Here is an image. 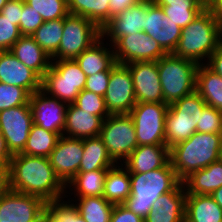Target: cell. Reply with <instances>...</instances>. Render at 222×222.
Here are the masks:
<instances>
[{
  "label": "cell",
  "mask_w": 222,
  "mask_h": 222,
  "mask_svg": "<svg viewBox=\"0 0 222 222\" xmlns=\"http://www.w3.org/2000/svg\"><path fill=\"white\" fill-rule=\"evenodd\" d=\"M139 1L140 0H110V19Z\"/></svg>",
  "instance_id": "c3c4849f"
},
{
  "label": "cell",
  "mask_w": 222,
  "mask_h": 222,
  "mask_svg": "<svg viewBox=\"0 0 222 222\" xmlns=\"http://www.w3.org/2000/svg\"><path fill=\"white\" fill-rule=\"evenodd\" d=\"M62 134L48 131L33 124L22 154L47 157L57 145Z\"/></svg>",
  "instance_id": "d6a6232c"
},
{
  "label": "cell",
  "mask_w": 222,
  "mask_h": 222,
  "mask_svg": "<svg viewBox=\"0 0 222 222\" xmlns=\"http://www.w3.org/2000/svg\"><path fill=\"white\" fill-rule=\"evenodd\" d=\"M10 188V170L9 167L0 165V199L5 196Z\"/></svg>",
  "instance_id": "681fc988"
},
{
  "label": "cell",
  "mask_w": 222,
  "mask_h": 222,
  "mask_svg": "<svg viewBox=\"0 0 222 222\" xmlns=\"http://www.w3.org/2000/svg\"><path fill=\"white\" fill-rule=\"evenodd\" d=\"M103 40L105 39L101 37L75 59L86 76L102 71H111L117 64L114 50L112 49L113 46L107 44V46L111 47L107 48Z\"/></svg>",
  "instance_id": "d4e9b609"
},
{
  "label": "cell",
  "mask_w": 222,
  "mask_h": 222,
  "mask_svg": "<svg viewBox=\"0 0 222 222\" xmlns=\"http://www.w3.org/2000/svg\"><path fill=\"white\" fill-rule=\"evenodd\" d=\"M31 94L24 88L0 83V112L30 102Z\"/></svg>",
  "instance_id": "ab89813d"
},
{
  "label": "cell",
  "mask_w": 222,
  "mask_h": 222,
  "mask_svg": "<svg viewBox=\"0 0 222 222\" xmlns=\"http://www.w3.org/2000/svg\"><path fill=\"white\" fill-rule=\"evenodd\" d=\"M110 222H144V219L134 214L123 204L114 205Z\"/></svg>",
  "instance_id": "f6af8a7d"
},
{
  "label": "cell",
  "mask_w": 222,
  "mask_h": 222,
  "mask_svg": "<svg viewBox=\"0 0 222 222\" xmlns=\"http://www.w3.org/2000/svg\"><path fill=\"white\" fill-rule=\"evenodd\" d=\"M44 21L64 19L68 14V0H25Z\"/></svg>",
  "instance_id": "74e56055"
},
{
  "label": "cell",
  "mask_w": 222,
  "mask_h": 222,
  "mask_svg": "<svg viewBox=\"0 0 222 222\" xmlns=\"http://www.w3.org/2000/svg\"><path fill=\"white\" fill-rule=\"evenodd\" d=\"M12 156L7 148L4 137L0 133V165L9 167Z\"/></svg>",
  "instance_id": "f907efd6"
},
{
  "label": "cell",
  "mask_w": 222,
  "mask_h": 222,
  "mask_svg": "<svg viewBox=\"0 0 222 222\" xmlns=\"http://www.w3.org/2000/svg\"><path fill=\"white\" fill-rule=\"evenodd\" d=\"M73 205L86 222H110L114 204L103 196L78 197Z\"/></svg>",
  "instance_id": "e575fe53"
},
{
  "label": "cell",
  "mask_w": 222,
  "mask_h": 222,
  "mask_svg": "<svg viewBox=\"0 0 222 222\" xmlns=\"http://www.w3.org/2000/svg\"><path fill=\"white\" fill-rule=\"evenodd\" d=\"M145 1H149V2H155L156 0H145Z\"/></svg>",
  "instance_id": "6f0895ef"
},
{
  "label": "cell",
  "mask_w": 222,
  "mask_h": 222,
  "mask_svg": "<svg viewBox=\"0 0 222 222\" xmlns=\"http://www.w3.org/2000/svg\"><path fill=\"white\" fill-rule=\"evenodd\" d=\"M33 124L30 102L0 112V133L12 155L24 150Z\"/></svg>",
  "instance_id": "8fae6325"
},
{
  "label": "cell",
  "mask_w": 222,
  "mask_h": 222,
  "mask_svg": "<svg viewBox=\"0 0 222 222\" xmlns=\"http://www.w3.org/2000/svg\"><path fill=\"white\" fill-rule=\"evenodd\" d=\"M207 8L212 12L214 20L222 30V0H212Z\"/></svg>",
  "instance_id": "816d5d0a"
},
{
  "label": "cell",
  "mask_w": 222,
  "mask_h": 222,
  "mask_svg": "<svg viewBox=\"0 0 222 222\" xmlns=\"http://www.w3.org/2000/svg\"><path fill=\"white\" fill-rule=\"evenodd\" d=\"M145 17H147V1L140 0L135 5L112 17L101 29L102 37L111 39L112 45L121 36L144 31Z\"/></svg>",
  "instance_id": "d6986e66"
},
{
  "label": "cell",
  "mask_w": 222,
  "mask_h": 222,
  "mask_svg": "<svg viewBox=\"0 0 222 222\" xmlns=\"http://www.w3.org/2000/svg\"><path fill=\"white\" fill-rule=\"evenodd\" d=\"M84 153L79 172L109 169L116 163L109 156L106 146L99 136L83 139Z\"/></svg>",
  "instance_id": "4dcf8cb0"
},
{
  "label": "cell",
  "mask_w": 222,
  "mask_h": 222,
  "mask_svg": "<svg viewBox=\"0 0 222 222\" xmlns=\"http://www.w3.org/2000/svg\"><path fill=\"white\" fill-rule=\"evenodd\" d=\"M108 169L78 172L65 186L74 188L75 197L103 196Z\"/></svg>",
  "instance_id": "1f68e13d"
},
{
  "label": "cell",
  "mask_w": 222,
  "mask_h": 222,
  "mask_svg": "<svg viewBox=\"0 0 222 222\" xmlns=\"http://www.w3.org/2000/svg\"><path fill=\"white\" fill-rule=\"evenodd\" d=\"M185 222H222V208L211 195L186 194Z\"/></svg>",
  "instance_id": "4316f807"
},
{
  "label": "cell",
  "mask_w": 222,
  "mask_h": 222,
  "mask_svg": "<svg viewBox=\"0 0 222 222\" xmlns=\"http://www.w3.org/2000/svg\"><path fill=\"white\" fill-rule=\"evenodd\" d=\"M9 51L41 78L51 66V57L36 43L32 36L22 35Z\"/></svg>",
  "instance_id": "cb8c5ba5"
},
{
  "label": "cell",
  "mask_w": 222,
  "mask_h": 222,
  "mask_svg": "<svg viewBox=\"0 0 222 222\" xmlns=\"http://www.w3.org/2000/svg\"><path fill=\"white\" fill-rule=\"evenodd\" d=\"M19 27L14 21L4 18L0 13V52L9 51L21 37Z\"/></svg>",
  "instance_id": "b9f144b4"
},
{
  "label": "cell",
  "mask_w": 222,
  "mask_h": 222,
  "mask_svg": "<svg viewBox=\"0 0 222 222\" xmlns=\"http://www.w3.org/2000/svg\"><path fill=\"white\" fill-rule=\"evenodd\" d=\"M110 0H68L70 14L84 16L101 29L110 20Z\"/></svg>",
  "instance_id": "836d02e7"
},
{
  "label": "cell",
  "mask_w": 222,
  "mask_h": 222,
  "mask_svg": "<svg viewBox=\"0 0 222 222\" xmlns=\"http://www.w3.org/2000/svg\"><path fill=\"white\" fill-rule=\"evenodd\" d=\"M9 0H0V12L2 10V8L5 6V4L8 2Z\"/></svg>",
  "instance_id": "db71d44e"
},
{
  "label": "cell",
  "mask_w": 222,
  "mask_h": 222,
  "mask_svg": "<svg viewBox=\"0 0 222 222\" xmlns=\"http://www.w3.org/2000/svg\"><path fill=\"white\" fill-rule=\"evenodd\" d=\"M0 83L22 87L31 95L42 89V78L10 51L0 52Z\"/></svg>",
  "instance_id": "ffe728a7"
},
{
  "label": "cell",
  "mask_w": 222,
  "mask_h": 222,
  "mask_svg": "<svg viewBox=\"0 0 222 222\" xmlns=\"http://www.w3.org/2000/svg\"><path fill=\"white\" fill-rule=\"evenodd\" d=\"M43 23L44 20L41 15L23 0L22 15L19 23L21 35L32 36Z\"/></svg>",
  "instance_id": "7bdbcfd3"
},
{
  "label": "cell",
  "mask_w": 222,
  "mask_h": 222,
  "mask_svg": "<svg viewBox=\"0 0 222 222\" xmlns=\"http://www.w3.org/2000/svg\"><path fill=\"white\" fill-rule=\"evenodd\" d=\"M99 137L117 165L138 147L135 126L129 114L109 115L103 121Z\"/></svg>",
  "instance_id": "9c48e42d"
},
{
  "label": "cell",
  "mask_w": 222,
  "mask_h": 222,
  "mask_svg": "<svg viewBox=\"0 0 222 222\" xmlns=\"http://www.w3.org/2000/svg\"><path fill=\"white\" fill-rule=\"evenodd\" d=\"M222 44V30L206 7L189 25L182 28L179 43L173 52L198 64Z\"/></svg>",
  "instance_id": "277c9868"
},
{
  "label": "cell",
  "mask_w": 222,
  "mask_h": 222,
  "mask_svg": "<svg viewBox=\"0 0 222 222\" xmlns=\"http://www.w3.org/2000/svg\"><path fill=\"white\" fill-rule=\"evenodd\" d=\"M126 66L132 75L137 103H164L157 61L134 62Z\"/></svg>",
  "instance_id": "e0dca14e"
},
{
  "label": "cell",
  "mask_w": 222,
  "mask_h": 222,
  "mask_svg": "<svg viewBox=\"0 0 222 222\" xmlns=\"http://www.w3.org/2000/svg\"><path fill=\"white\" fill-rule=\"evenodd\" d=\"M45 205L38 196L10 190L0 199V221L41 222Z\"/></svg>",
  "instance_id": "5bb4252c"
},
{
  "label": "cell",
  "mask_w": 222,
  "mask_h": 222,
  "mask_svg": "<svg viewBox=\"0 0 222 222\" xmlns=\"http://www.w3.org/2000/svg\"><path fill=\"white\" fill-rule=\"evenodd\" d=\"M62 201L46 202L45 217L50 222H86L71 201Z\"/></svg>",
  "instance_id": "8d00e7d4"
},
{
  "label": "cell",
  "mask_w": 222,
  "mask_h": 222,
  "mask_svg": "<svg viewBox=\"0 0 222 222\" xmlns=\"http://www.w3.org/2000/svg\"><path fill=\"white\" fill-rule=\"evenodd\" d=\"M199 1H201L207 7L212 0H199Z\"/></svg>",
  "instance_id": "11a10c76"
},
{
  "label": "cell",
  "mask_w": 222,
  "mask_h": 222,
  "mask_svg": "<svg viewBox=\"0 0 222 222\" xmlns=\"http://www.w3.org/2000/svg\"><path fill=\"white\" fill-rule=\"evenodd\" d=\"M103 121L102 117L67 104L63 135L81 139L99 136Z\"/></svg>",
  "instance_id": "603a6c76"
},
{
  "label": "cell",
  "mask_w": 222,
  "mask_h": 222,
  "mask_svg": "<svg viewBox=\"0 0 222 222\" xmlns=\"http://www.w3.org/2000/svg\"><path fill=\"white\" fill-rule=\"evenodd\" d=\"M211 196L214 198L216 203L222 208V186L215 190Z\"/></svg>",
  "instance_id": "f5cc1de1"
},
{
  "label": "cell",
  "mask_w": 222,
  "mask_h": 222,
  "mask_svg": "<svg viewBox=\"0 0 222 222\" xmlns=\"http://www.w3.org/2000/svg\"><path fill=\"white\" fill-rule=\"evenodd\" d=\"M83 153V139L61 135L48 156L56 176L65 186L79 172Z\"/></svg>",
  "instance_id": "9a60e30c"
},
{
  "label": "cell",
  "mask_w": 222,
  "mask_h": 222,
  "mask_svg": "<svg viewBox=\"0 0 222 222\" xmlns=\"http://www.w3.org/2000/svg\"><path fill=\"white\" fill-rule=\"evenodd\" d=\"M186 194L211 195L222 186V160L192 172L183 181Z\"/></svg>",
  "instance_id": "484cf974"
},
{
  "label": "cell",
  "mask_w": 222,
  "mask_h": 222,
  "mask_svg": "<svg viewBox=\"0 0 222 222\" xmlns=\"http://www.w3.org/2000/svg\"><path fill=\"white\" fill-rule=\"evenodd\" d=\"M33 122L51 132L63 135L67 104L49 96L42 89L30 96Z\"/></svg>",
  "instance_id": "2e32d148"
},
{
  "label": "cell",
  "mask_w": 222,
  "mask_h": 222,
  "mask_svg": "<svg viewBox=\"0 0 222 222\" xmlns=\"http://www.w3.org/2000/svg\"><path fill=\"white\" fill-rule=\"evenodd\" d=\"M104 100L110 115L129 114L136 105L133 79L126 65L117 63L111 69Z\"/></svg>",
  "instance_id": "4fadbf2b"
},
{
  "label": "cell",
  "mask_w": 222,
  "mask_h": 222,
  "mask_svg": "<svg viewBox=\"0 0 222 222\" xmlns=\"http://www.w3.org/2000/svg\"><path fill=\"white\" fill-rule=\"evenodd\" d=\"M170 161V149L166 145L138 146L123 162L129 173H144L160 169Z\"/></svg>",
  "instance_id": "7402d4cb"
},
{
  "label": "cell",
  "mask_w": 222,
  "mask_h": 222,
  "mask_svg": "<svg viewBox=\"0 0 222 222\" xmlns=\"http://www.w3.org/2000/svg\"><path fill=\"white\" fill-rule=\"evenodd\" d=\"M169 105L165 103H136L129 112L136 130L138 146L166 145L165 116Z\"/></svg>",
  "instance_id": "30bf717a"
},
{
  "label": "cell",
  "mask_w": 222,
  "mask_h": 222,
  "mask_svg": "<svg viewBox=\"0 0 222 222\" xmlns=\"http://www.w3.org/2000/svg\"><path fill=\"white\" fill-rule=\"evenodd\" d=\"M181 182L170 161L160 169L130 173L131 194L123 205L145 219L160 195L174 190Z\"/></svg>",
  "instance_id": "3957f363"
},
{
  "label": "cell",
  "mask_w": 222,
  "mask_h": 222,
  "mask_svg": "<svg viewBox=\"0 0 222 222\" xmlns=\"http://www.w3.org/2000/svg\"><path fill=\"white\" fill-rule=\"evenodd\" d=\"M23 8V0H9L1 10L4 18L14 21V25L19 27Z\"/></svg>",
  "instance_id": "bcb514c9"
},
{
  "label": "cell",
  "mask_w": 222,
  "mask_h": 222,
  "mask_svg": "<svg viewBox=\"0 0 222 222\" xmlns=\"http://www.w3.org/2000/svg\"><path fill=\"white\" fill-rule=\"evenodd\" d=\"M207 61L205 65L222 78V44L211 54Z\"/></svg>",
  "instance_id": "7dc6e473"
},
{
  "label": "cell",
  "mask_w": 222,
  "mask_h": 222,
  "mask_svg": "<svg viewBox=\"0 0 222 222\" xmlns=\"http://www.w3.org/2000/svg\"><path fill=\"white\" fill-rule=\"evenodd\" d=\"M123 166L115 164L108 169L105 178L103 197L114 205L123 204L131 194L130 173Z\"/></svg>",
  "instance_id": "f546056e"
},
{
  "label": "cell",
  "mask_w": 222,
  "mask_h": 222,
  "mask_svg": "<svg viewBox=\"0 0 222 222\" xmlns=\"http://www.w3.org/2000/svg\"><path fill=\"white\" fill-rule=\"evenodd\" d=\"M9 170L11 190L38 196L45 202L66 197V187L56 176L47 157L14 154Z\"/></svg>",
  "instance_id": "6da1fadb"
},
{
  "label": "cell",
  "mask_w": 222,
  "mask_h": 222,
  "mask_svg": "<svg viewBox=\"0 0 222 222\" xmlns=\"http://www.w3.org/2000/svg\"><path fill=\"white\" fill-rule=\"evenodd\" d=\"M196 132L222 134V112L206 105L202 110L200 125H197Z\"/></svg>",
  "instance_id": "60d3db41"
},
{
  "label": "cell",
  "mask_w": 222,
  "mask_h": 222,
  "mask_svg": "<svg viewBox=\"0 0 222 222\" xmlns=\"http://www.w3.org/2000/svg\"><path fill=\"white\" fill-rule=\"evenodd\" d=\"M41 222H50L46 217H44Z\"/></svg>",
  "instance_id": "9f6ffc18"
},
{
  "label": "cell",
  "mask_w": 222,
  "mask_h": 222,
  "mask_svg": "<svg viewBox=\"0 0 222 222\" xmlns=\"http://www.w3.org/2000/svg\"><path fill=\"white\" fill-rule=\"evenodd\" d=\"M86 79L75 59L51 60V66L42 78V90L61 102L73 104L84 89Z\"/></svg>",
  "instance_id": "52a82bcc"
},
{
  "label": "cell",
  "mask_w": 222,
  "mask_h": 222,
  "mask_svg": "<svg viewBox=\"0 0 222 222\" xmlns=\"http://www.w3.org/2000/svg\"><path fill=\"white\" fill-rule=\"evenodd\" d=\"M155 3L181 29L189 25L206 8L199 0H156Z\"/></svg>",
  "instance_id": "83f0119b"
},
{
  "label": "cell",
  "mask_w": 222,
  "mask_h": 222,
  "mask_svg": "<svg viewBox=\"0 0 222 222\" xmlns=\"http://www.w3.org/2000/svg\"><path fill=\"white\" fill-rule=\"evenodd\" d=\"M64 19L44 21L32 34L36 43L48 54L51 59L56 55L63 35Z\"/></svg>",
  "instance_id": "d590c367"
},
{
  "label": "cell",
  "mask_w": 222,
  "mask_h": 222,
  "mask_svg": "<svg viewBox=\"0 0 222 222\" xmlns=\"http://www.w3.org/2000/svg\"><path fill=\"white\" fill-rule=\"evenodd\" d=\"M186 191L181 182L174 190L160 195L144 222H185Z\"/></svg>",
  "instance_id": "44dd1931"
},
{
  "label": "cell",
  "mask_w": 222,
  "mask_h": 222,
  "mask_svg": "<svg viewBox=\"0 0 222 222\" xmlns=\"http://www.w3.org/2000/svg\"><path fill=\"white\" fill-rule=\"evenodd\" d=\"M181 28L166 16L155 2L147 1L144 32L159 43L168 54L173 53L181 37Z\"/></svg>",
  "instance_id": "ac0fdd59"
},
{
  "label": "cell",
  "mask_w": 222,
  "mask_h": 222,
  "mask_svg": "<svg viewBox=\"0 0 222 222\" xmlns=\"http://www.w3.org/2000/svg\"><path fill=\"white\" fill-rule=\"evenodd\" d=\"M82 111L102 117L104 120L110 115L105 104L104 97L83 89L73 103Z\"/></svg>",
  "instance_id": "f35d334b"
},
{
  "label": "cell",
  "mask_w": 222,
  "mask_h": 222,
  "mask_svg": "<svg viewBox=\"0 0 222 222\" xmlns=\"http://www.w3.org/2000/svg\"><path fill=\"white\" fill-rule=\"evenodd\" d=\"M164 103L171 105L196 91L198 63L168 53L157 60Z\"/></svg>",
  "instance_id": "5b68a950"
},
{
  "label": "cell",
  "mask_w": 222,
  "mask_h": 222,
  "mask_svg": "<svg viewBox=\"0 0 222 222\" xmlns=\"http://www.w3.org/2000/svg\"><path fill=\"white\" fill-rule=\"evenodd\" d=\"M196 92L207 105L222 112V78L203 62L197 68Z\"/></svg>",
  "instance_id": "f1b7e54d"
},
{
  "label": "cell",
  "mask_w": 222,
  "mask_h": 222,
  "mask_svg": "<svg viewBox=\"0 0 222 222\" xmlns=\"http://www.w3.org/2000/svg\"><path fill=\"white\" fill-rule=\"evenodd\" d=\"M222 134L195 132L189 139L170 148V162L183 181L192 172L221 159Z\"/></svg>",
  "instance_id": "7a4b0ae2"
},
{
  "label": "cell",
  "mask_w": 222,
  "mask_h": 222,
  "mask_svg": "<svg viewBox=\"0 0 222 222\" xmlns=\"http://www.w3.org/2000/svg\"><path fill=\"white\" fill-rule=\"evenodd\" d=\"M102 37L101 28L84 16L68 14L64 18L63 35L52 60L76 59Z\"/></svg>",
  "instance_id": "ba28073f"
},
{
  "label": "cell",
  "mask_w": 222,
  "mask_h": 222,
  "mask_svg": "<svg viewBox=\"0 0 222 222\" xmlns=\"http://www.w3.org/2000/svg\"><path fill=\"white\" fill-rule=\"evenodd\" d=\"M112 46L116 62L124 65L134 62L157 61L167 54L159 43L144 31L121 36Z\"/></svg>",
  "instance_id": "7c38bea8"
},
{
  "label": "cell",
  "mask_w": 222,
  "mask_h": 222,
  "mask_svg": "<svg viewBox=\"0 0 222 222\" xmlns=\"http://www.w3.org/2000/svg\"><path fill=\"white\" fill-rule=\"evenodd\" d=\"M110 72L111 71H102L87 76L84 89L104 97L108 87Z\"/></svg>",
  "instance_id": "ee69618b"
},
{
  "label": "cell",
  "mask_w": 222,
  "mask_h": 222,
  "mask_svg": "<svg viewBox=\"0 0 222 222\" xmlns=\"http://www.w3.org/2000/svg\"><path fill=\"white\" fill-rule=\"evenodd\" d=\"M206 105L196 91L169 105L165 116V140L169 149L196 132Z\"/></svg>",
  "instance_id": "8992f818"
}]
</instances>
